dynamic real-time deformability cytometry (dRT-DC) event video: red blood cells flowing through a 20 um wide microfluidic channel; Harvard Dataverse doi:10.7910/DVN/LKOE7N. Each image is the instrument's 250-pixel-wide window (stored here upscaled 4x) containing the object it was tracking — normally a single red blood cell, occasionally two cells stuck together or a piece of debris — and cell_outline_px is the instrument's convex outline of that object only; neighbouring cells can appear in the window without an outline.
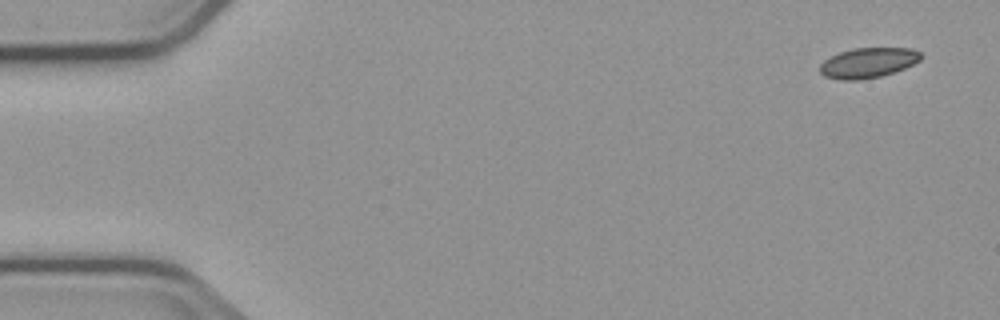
{"species": "common noctule bat (a hibernating species)", "species_latin": "Nyctalus noctula", "temperature_condition": "cold", "stored_images_in_passage": 4, "camera_frame_rate_fps": 3000, "um_per_image_px": 0.085, "animal": {"sex": "male", "body_mass_g": 23.1, "forearm_length_mm": 52.7}, "frame": {"image": 1, "passage_image": 1, "time_ms": 0.0, "image_size_px": [1000, 320], "cell_outline_px": [[920, 60], [904, 68], [880, 76], [860, 80], [840, 80], [824, 76], [820, 72], [820, 64], [824, 60], [840, 52], [852, 48], [912, 48], [920, 52]], "centroid_in_image_um": [73.75, 5.33], "position_along_channel_um": 11.2, "area_um2": 17.57}}